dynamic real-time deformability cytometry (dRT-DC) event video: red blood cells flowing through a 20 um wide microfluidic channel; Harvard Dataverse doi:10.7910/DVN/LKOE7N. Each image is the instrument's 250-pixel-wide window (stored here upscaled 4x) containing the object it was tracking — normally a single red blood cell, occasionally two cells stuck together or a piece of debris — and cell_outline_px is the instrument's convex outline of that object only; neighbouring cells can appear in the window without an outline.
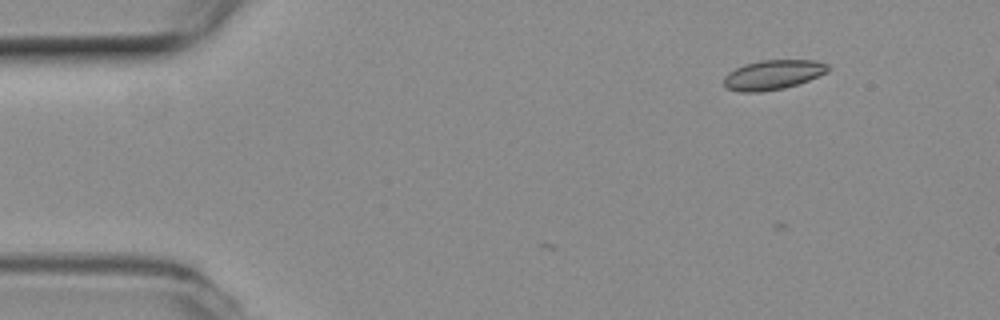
{"species": "common noctule bat (a hibernating species)", "species_latin": "Nyctalus noctula", "temperature_condition": "room temperature", "stored_images_in_passage": 5, "camera_frame_rate_fps": 3000, "um_per_image_px": 0.085, "animal": {"sex": "female", "body_mass_g": 19.3, "forearm_length_mm": 54.1}, "frame": {"image": 1, "passage_image": 2, "time_ms": 0.333, "image_size_px": [1000, 320], "cell_outline_px": [[828, 72], [808, 80], [784, 88], [760, 92], [740, 92], [728, 88], [724, 84], [724, 76], [728, 72], [744, 64], [760, 60], [812, 60], [828, 64]], "centroid_in_image_um": [65.68, 6.35], "position_along_channel_um": 19.3, "area_um2": 17.86}}